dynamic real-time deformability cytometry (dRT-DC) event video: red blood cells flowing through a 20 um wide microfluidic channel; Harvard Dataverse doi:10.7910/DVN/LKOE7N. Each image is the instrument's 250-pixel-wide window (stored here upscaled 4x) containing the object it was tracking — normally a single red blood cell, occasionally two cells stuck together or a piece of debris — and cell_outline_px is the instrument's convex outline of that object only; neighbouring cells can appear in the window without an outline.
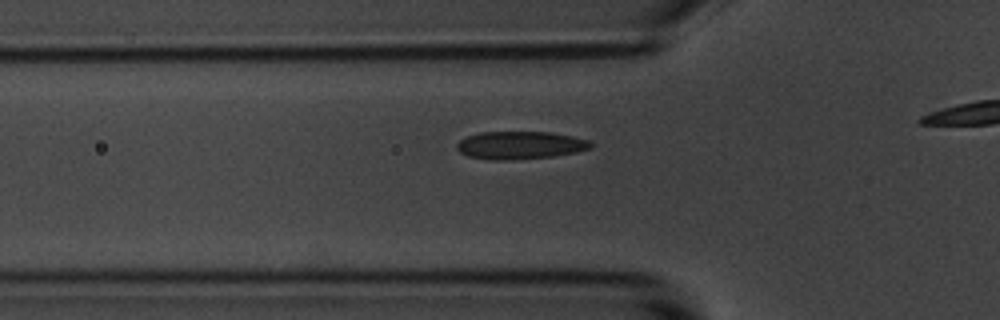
{"species": "common noctule bat (a hibernating species)", "species_latin": "Nyctalus noctula", "temperature_condition": "room temperature", "stored_images_in_passage": 18, "camera_frame_rate_fps": 3000, "um_per_image_px": 0.085, "animal": {"sex": "male", "body_mass_g": 20.1, "forearm_length_mm": 53.5}, "frame": {"image": 1, "passage_image": 2, "time_ms": 0.333, "image_size_px": [1000, 320], "cell_outline_px": [[592, 148], [576, 152], [552, 156], [512, 160], [492, 160], [468, 156], [460, 152], [456, 148], [456, 144], [460, 140], [468, 136], [480, 132], [552, 132], [572, 136], [588, 140], [592, 144]], "centroid_in_image_um": [44.2, 12.34], "position_along_channel_um": 81.6, "area_um2": 21.68}}
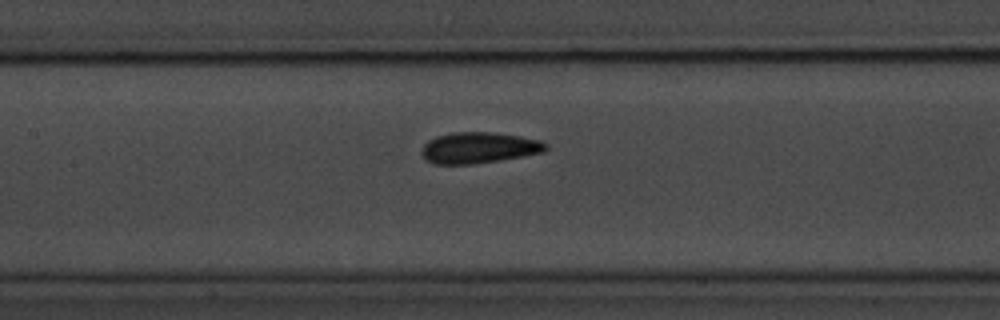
{"frame": {"image": 2, "passage_image": 9, "time_ms": 2.667, "image_size_px": [1000, 320], "cell_outline_px": [[548, 148], [544, 152], [472, 164], [432, 164], [424, 160], [420, 152], [424, 144], [428, 140], [436, 136], [456, 132], [492, 132], [520, 136], [540, 140], [548, 144]], "centroid_in_image_um": [40.66, 12.56], "position_along_channel_um": 166.7, "area_um2": 22.48}}
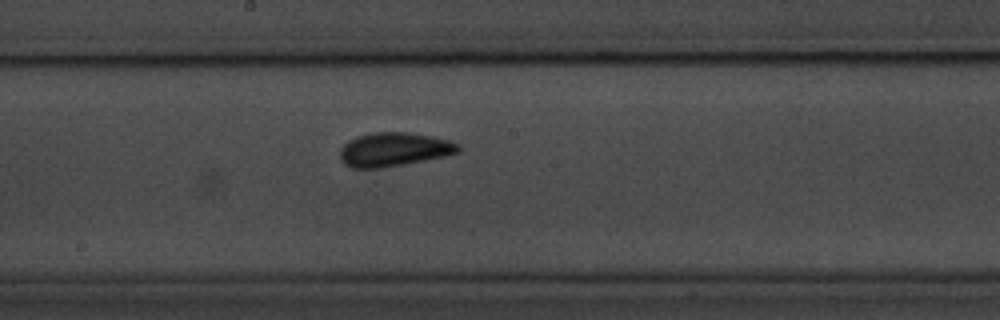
{"frame": {"image": 3, "passage_image": 13, "time_ms": 4.0, "image_size_px": [1000, 320], "cell_outline_px": [[460, 148], [456, 152], [444, 156], [404, 164], [380, 168], [352, 168], [344, 164], [340, 156], [340, 148], [348, 140], [356, 136], [372, 132], [408, 132], [432, 136], [448, 140], [460, 144]], "centroid_in_image_um": [33.44, 12.69], "position_along_channel_um": 214.8, "area_um2": 23.29}}